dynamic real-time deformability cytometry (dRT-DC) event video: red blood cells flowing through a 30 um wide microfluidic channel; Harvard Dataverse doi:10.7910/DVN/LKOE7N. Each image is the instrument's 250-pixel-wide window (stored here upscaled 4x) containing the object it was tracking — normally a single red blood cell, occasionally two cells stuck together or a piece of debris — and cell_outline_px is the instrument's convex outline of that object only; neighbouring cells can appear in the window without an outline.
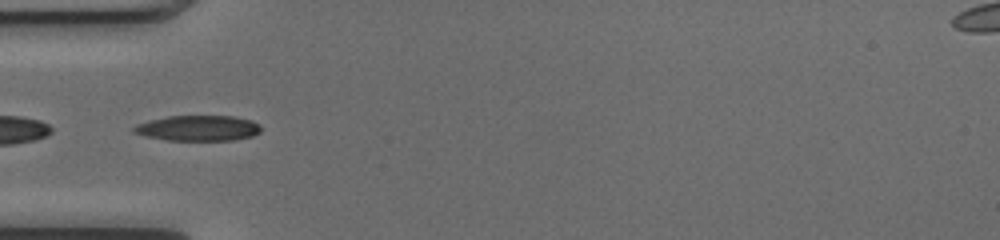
{"species": "common noctule bat (a hibernating species)", "species_latin": "Nyctalus noctula", "temperature_condition": "cold", "stored_images_in_passage": 35, "camera_frame_rate_fps": 3000, "um_per_image_px": 0.085, "animal": {"sex": "female", "body_mass_g": 17.0, "forearm_length_mm": 48.0}, "frame": {"image": 1, "passage_image": 1, "time_ms": 0.0, "image_size_px": [1000, 240], "cell_outline_px": [[260, 132], [252, 136], [232, 140], [168, 140], [144, 136], [132, 132], [132, 128], [136, 124], [148, 120], [168, 116], [232, 116], [252, 120], [260, 124]], "centroid_in_image_um": [16.81, 10.89], "position_along_channel_um": 68.2, "area_um2": 18.96}}
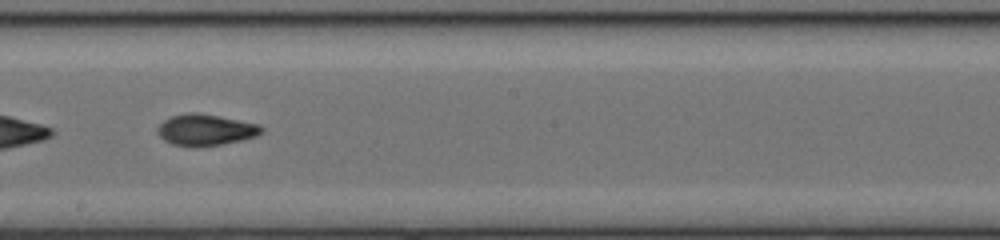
{"frame": {"image": 2, "passage_image": 13, "time_ms": 4.0, "image_size_px": [1000, 240], "cell_outline_px": [[264, 132], [256, 136], [240, 140], [220, 144], [196, 148], [172, 144], [164, 140], [156, 132], [156, 128], [164, 120], [172, 116], [188, 112], [200, 112], [260, 124], [264, 128]], "centroid_in_image_um": [17.47, 11.03], "position_along_channel_um": 230.7, "area_um2": 19.25}}
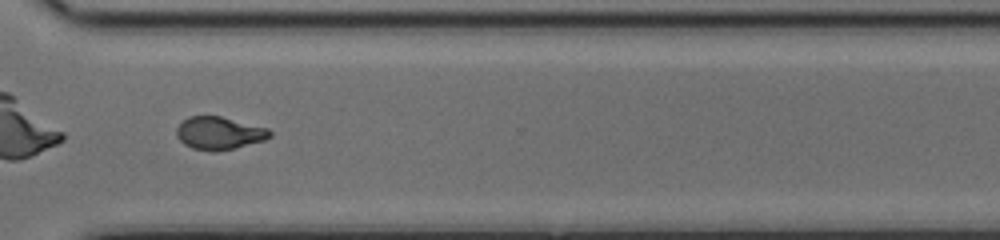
{"frame": {"image": 3, "passage_image": 22, "time_ms": 7.0, "image_size_px": [1000, 240], "cell_outline_px": [[272, 136], [264, 140], [232, 148], [192, 148], [184, 144], [176, 136], [176, 128], [188, 116], [220, 116], [268, 128], [272, 132]], "centroid_in_image_um": [18.63, 11.27], "position_along_channel_um": 352.0, "area_um2": 17.11}, "authors_computed_cell_mechanics": {"area_um2": 18.3226, "velocity_mm_per_s": 4.048, "shape_relaxation_time_tau1_ms": 3.8856, "shape_relaxation_time_tau2_ms": 3.3778, "deformation_change_tau1": 0.1735, "deformation_change_tau2": 0.0947}}